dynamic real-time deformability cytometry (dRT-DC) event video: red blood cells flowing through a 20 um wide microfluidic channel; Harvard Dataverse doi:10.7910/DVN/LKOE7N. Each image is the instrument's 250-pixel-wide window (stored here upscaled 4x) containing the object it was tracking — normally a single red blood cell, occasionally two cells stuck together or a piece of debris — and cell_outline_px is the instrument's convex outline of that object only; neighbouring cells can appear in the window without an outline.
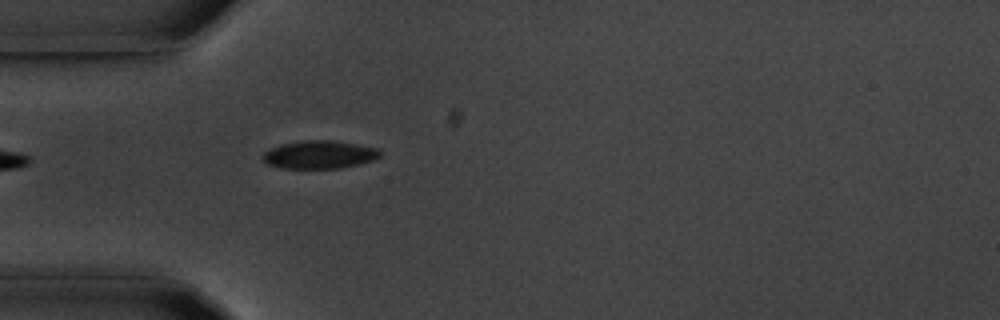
{"species": "common noctule bat (a hibernating species)", "species_latin": "Nyctalus noctula", "temperature_condition": "room temperature", "stored_images_in_passage": 4, "camera_frame_rate_fps": 3000, "um_per_image_px": 0.085, "animal": {"sex": "male", "body_mass_g": 20.1, "forearm_length_mm": 53.5}, "frame": {"image": 1, "passage_image": 1, "time_ms": 0.0, "image_size_px": [1000, 320], "cell_outline_px": [[380, 156], [376, 160], [360, 164], [340, 168], [280, 168], [268, 164], [260, 156], [264, 152], [280, 144], [308, 140], [332, 140], [376, 148], [380, 152]], "centroid_in_image_um": [27.14, 13.15], "position_along_channel_um": 57.9, "area_um2": 19.07}}